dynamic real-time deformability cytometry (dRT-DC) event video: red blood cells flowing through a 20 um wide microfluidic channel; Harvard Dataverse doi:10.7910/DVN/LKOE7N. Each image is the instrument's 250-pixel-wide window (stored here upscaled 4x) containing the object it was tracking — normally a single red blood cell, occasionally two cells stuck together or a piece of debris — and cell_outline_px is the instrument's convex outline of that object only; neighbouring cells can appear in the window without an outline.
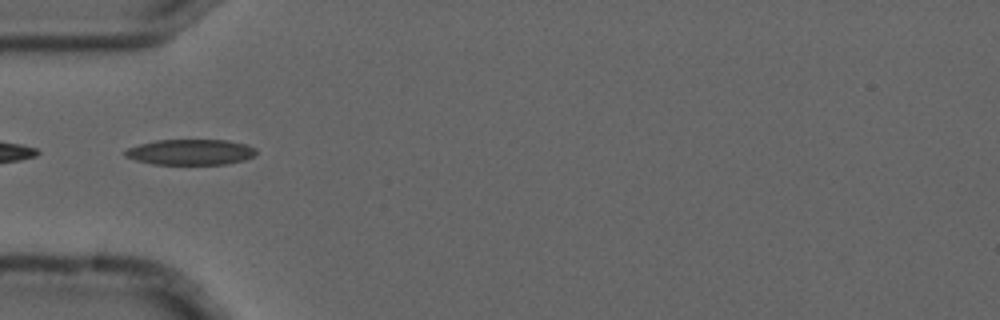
{"species": "common noctule bat (a hibernating species)", "species_latin": "Nyctalus noctula", "temperature_condition": "cold", "stored_images_in_passage": 4, "camera_frame_rate_fps": 3000, "um_per_image_px": 0.085, "animal": {"sex": "male", "forearm_length_mm": 52.5}, "frame": {"image": 1, "passage_image": 4, "time_ms": 1.0, "image_size_px": [1000, 320], "cell_outline_px": [[256, 156], [244, 160], [224, 164], [152, 164], [136, 160], [124, 156], [124, 152], [128, 148], [140, 144], [156, 140], [228, 140], [248, 144], [256, 148]], "centroid_in_image_um": [16.23, 12.92], "position_along_channel_um": 68.8, "area_um2": 19.65}}